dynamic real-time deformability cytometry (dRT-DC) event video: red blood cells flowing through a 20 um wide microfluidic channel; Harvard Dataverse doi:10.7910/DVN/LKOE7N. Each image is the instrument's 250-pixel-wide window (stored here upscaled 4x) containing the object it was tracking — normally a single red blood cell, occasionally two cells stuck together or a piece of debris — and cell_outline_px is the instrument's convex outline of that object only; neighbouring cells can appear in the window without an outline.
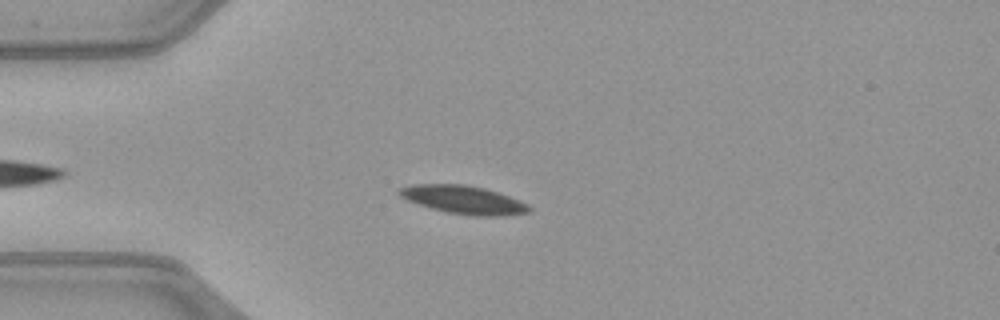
{"species": "common noctule bat (a hibernating species)", "species_latin": "Nyctalus noctula", "temperature_condition": "warm", "stored_images_in_passage": 36, "camera_frame_rate_fps": 3000, "um_per_image_px": 0.085, "animal": {"sex": "female", "body_mass_g": 21.9}, "frame": {"image": 1, "passage_image": 7, "time_ms": 2.0, "image_size_px": [1000, 320], "cell_outline_px": [[532, 212], [504, 216], [472, 216], [448, 212], [432, 208], [408, 200], [400, 196], [396, 192], [400, 188], [412, 184], [464, 184], [484, 188], [520, 200], [528, 204], [532, 208]], "centroid_in_image_um": [39.44, 16.98], "position_along_channel_um": 45.6, "area_um2": 21.33}}
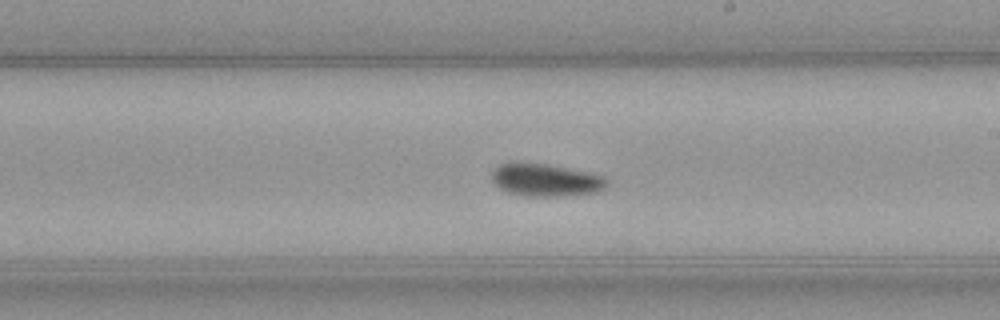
{"frame": {"image": 2, "passage_image": 23, "time_ms": 7.333, "image_size_px": [1000, 320], "cell_outline_px": [[608, 184], [604, 188], [596, 192], [564, 196], [524, 196], [508, 192], [492, 184], [492, 172], [500, 164], [548, 164], [588, 172], [604, 176], [608, 180]], "centroid_in_image_um": [46.41, 15.32], "position_along_channel_um": 242.6, "area_um2": 21.62}}
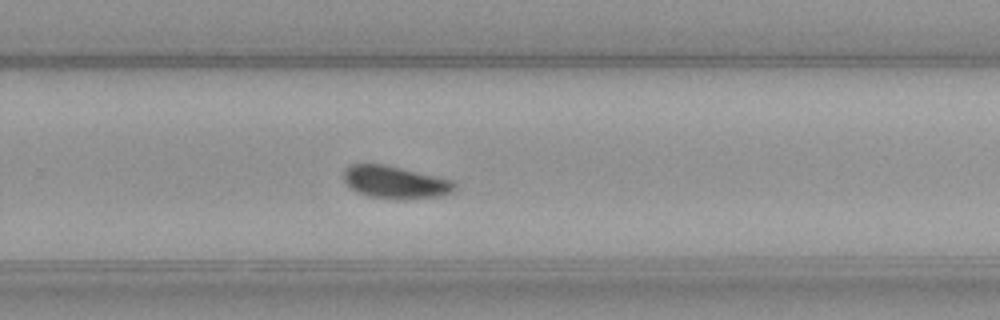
{"frame": {"image": 3, "passage_image": 27, "time_ms": 8.667, "image_size_px": [1000, 320], "cell_outline_px": [[456, 188], [452, 192], [444, 196], [400, 200], [396, 200], [368, 196], [356, 192], [344, 180], [344, 168], [352, 164], [384, 164], [436, 176], [452, 180], [456, 184]], "centroid_in_image_um": [33.62, 15.51], "position_along_channel_um": 296.2, "area_um2": 21.21}, "authors_computed_cell_mechanics": {"area_um2": 21.2415, "velocity_mm_per_s": 4.039, "shape_relaxation_time_tau1_ms": 4.1289, "shape_relaxation_time_tau2_ms": null, "deformation_change_tau1": 0.1056, "deformation_change_tau2": null}}